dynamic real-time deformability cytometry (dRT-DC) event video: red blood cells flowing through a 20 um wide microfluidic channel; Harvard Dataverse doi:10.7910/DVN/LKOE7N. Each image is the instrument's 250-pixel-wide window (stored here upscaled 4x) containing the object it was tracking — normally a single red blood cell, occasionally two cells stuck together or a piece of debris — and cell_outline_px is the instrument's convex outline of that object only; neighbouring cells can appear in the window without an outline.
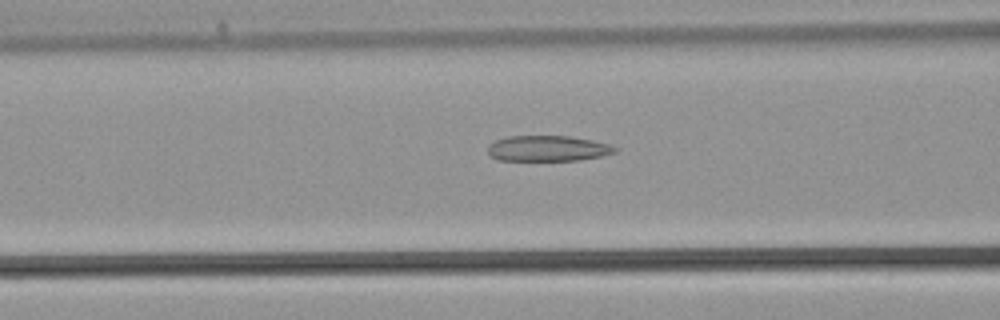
{"species": "common noctule bat (a hibernating species)", "species_latin": "Nyctalus noctula", "temperature_condition": "warm", "stored_images_in_passage": 39, "camera_frame_rate_fps": 3000, "um_per_image_px": 0.085, "animal": {"sex": "male", "body_mass_g": 21.5, "forearm_length_mm": 52.0}, "frame": {"image": 1, "passage_image": 15, "time_ms": 4.667, "image_size_px": [1000, 320], "cell_outline_px": [[616, 152], [600, 156], [580, 160], [496, 160], [488, 152], [488, 144], [496, 140], [508, 136], [568, 136], [592, 140], [608, 144], [616, 148]], "centroid_in_image_um": [46.53, 12.61], "position_along_channel_um": 120.1, "area_um2": 18.84}}
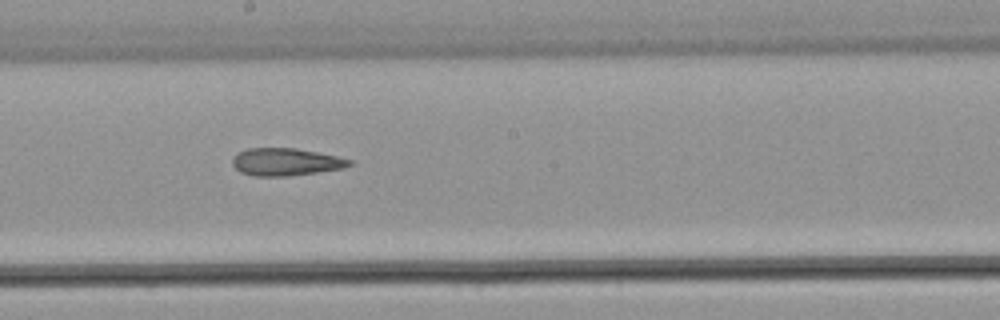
{"frame": {"image": 2, "passage_image": 21, "time_ms": 6.667, "image_size_px": [1000, 320], "cell_outline_px": [[352, 164], [344, 168], [288, 176], [252, 176], [240, 172], [232, 164], [232, 160], [240, 152], [248, 148], [296, 148], [336, 156], [352, 160]], "centroid_in_image_um": [24.29, 13.77], "position_along_channel_um": 223.9, "area_um2": 18.55}}
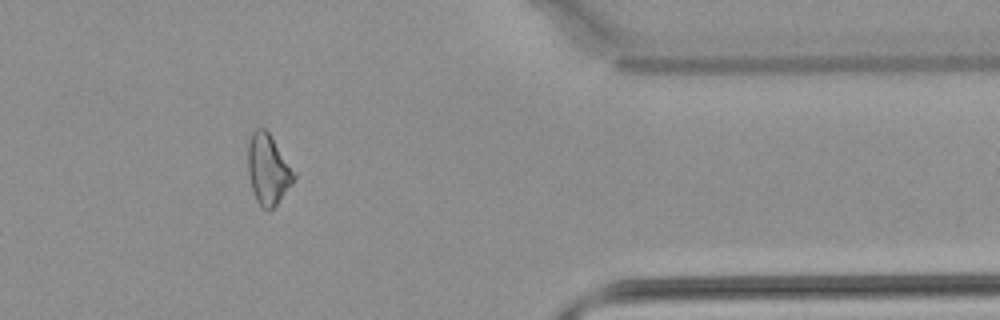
{"frame": {"image": 3, "passage_image": 32, "time_ms": 10.333, "image_size_px": [1000, 320], "cell_outline_px": [[296, 176], [292, 184], [276, 204], [268, 212], [256, 200], [252, 188], [248, 172], [248, 144], [252, 132], [256, 128], [264, 128], [268, 132], [296, 172]], "centroid_in_image_um": [22.79, 14.39], "position_along_channel_um": 388.6, "area_um2": 18.67}}